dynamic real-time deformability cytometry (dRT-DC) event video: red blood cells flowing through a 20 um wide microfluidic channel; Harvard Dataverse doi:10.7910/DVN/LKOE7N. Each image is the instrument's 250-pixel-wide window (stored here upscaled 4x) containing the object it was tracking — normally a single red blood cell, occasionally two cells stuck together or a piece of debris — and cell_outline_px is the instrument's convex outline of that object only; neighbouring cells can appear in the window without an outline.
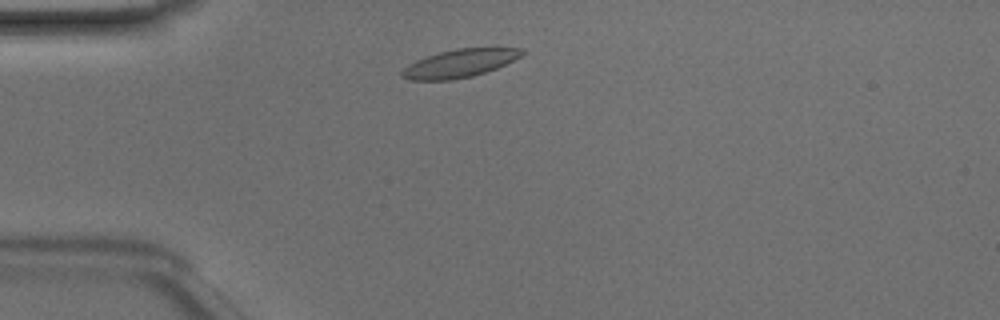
{"species": "Egyptian fruit bat (a non-hibernating species)", "species_latin": "Rousettus aegyptiacus", "temperature_condition": "room temperature", "stored_images_in_passage": 40, "camera_frame_rate_fps": 3000, "um_per_image_px": 0.085, "animal": {"sex": "male"}, "frame": {"image": 1, "passage_image": 4, "time_ms": 1.0, "image_size_px": [1000, 320], "cell_outline_px": [[528, 52], [496, 68], [472, 76], [448, 80], [412, 80], [400, 76], [400, 72], [404, 68], [416, 60], [440, 52], [456, 48], [524, 48]], "centroid_in_image_um": [39.07, 5.38], "position_along_channel_um": 45.9, "area_um2": 19.36}}
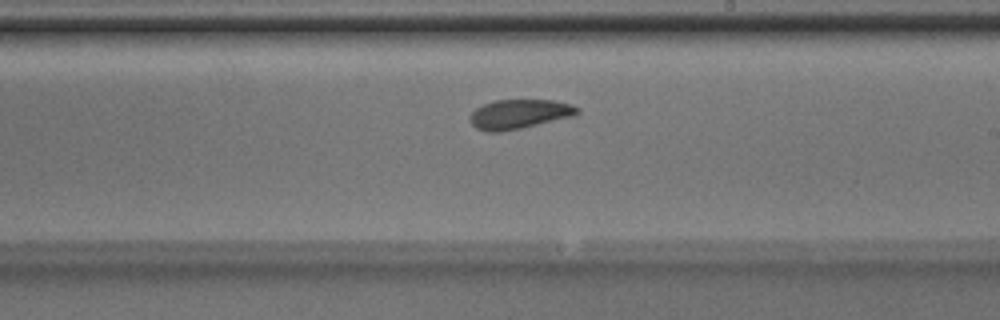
{"frame": {"image": 2, "passage_image": 20, "time_ms": 6.333, "image_size_px": [1000, 320], "cell_outline_px": [[580, 112], [576, 116], [520, 128], [500, 132], [488, 132], [476, 128], [468, 120], [468, 116], [476, 108], [492, 100], [556, 100], [572, 104], [580, 108]], "centroid_in_image_um": [44.15, 9.69], "position_along_channel_um": 244.8, "area_um2": 18.67}}
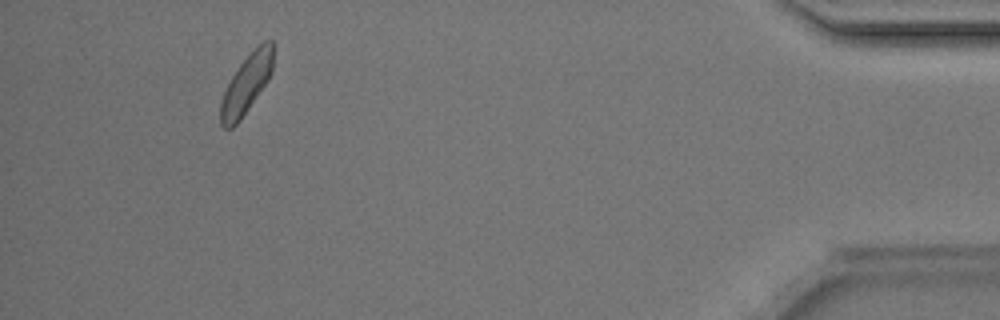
{"frame": {"image": 3, "passage_image": 37, "time_ms": 12.0, "image_size_px": [1000, 320], "cell_outline_px": [[272, 72], [268, 80], [240, 120], [232, 128], [224, 128], [220, 124], [220, 104], [224, 92], [232, 76], [240, 64], [264, 40], [272, 40]], "centroid_in_image_um": [20.93, 7.19], "position_along_channel_um": 414.3, "area_um2": 17.57}, "authors_computed_cell_mechanics": {"area_um2": 18.7272, "velocity_mm_per_s": 4.107, "shape_relaxation_time_tau1_ms": 2.267, "shape_relaxation_time_tau2_ms": 5.0993, "deformation_change_tau1": 0.098, "deformation_change_tau2": 0.1146}}